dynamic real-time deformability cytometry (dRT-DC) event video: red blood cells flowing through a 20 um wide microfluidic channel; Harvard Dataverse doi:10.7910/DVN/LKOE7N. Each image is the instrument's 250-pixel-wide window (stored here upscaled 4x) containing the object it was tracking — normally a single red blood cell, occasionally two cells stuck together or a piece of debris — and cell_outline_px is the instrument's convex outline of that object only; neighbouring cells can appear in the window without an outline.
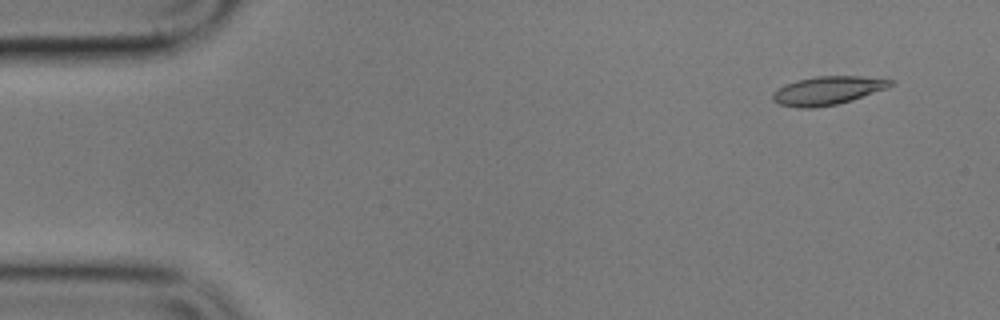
{"species": "common noctule bat (a hibernating species)", "species_latin": "Nyctalus noctula", "temperature_condition": "cold", "stored_images_in_passage": 11, "camera_frame_rate_fps": 3000, "um_per_image_px": 0.085, "animal": {"sex": "male", "body_mass_g": 17.9}, "frame": {"image": 1, "passage_image": 2, "time_ms": 1.0, "image_size_px": [1000, 320], "cell_outline_px": [[896, 84], [888, 88], [852, 100], [836, 104], [812, 108], [796, 108], [780, 104], [772, 100], [772, 92], [784, 84], [796, 80], [816, 76], [860, 76], [896, 80]], "centroid_in_image_um": [70.36, 7.69], "position_along_channel_um": 14.6, "area_um2": 19.77}}
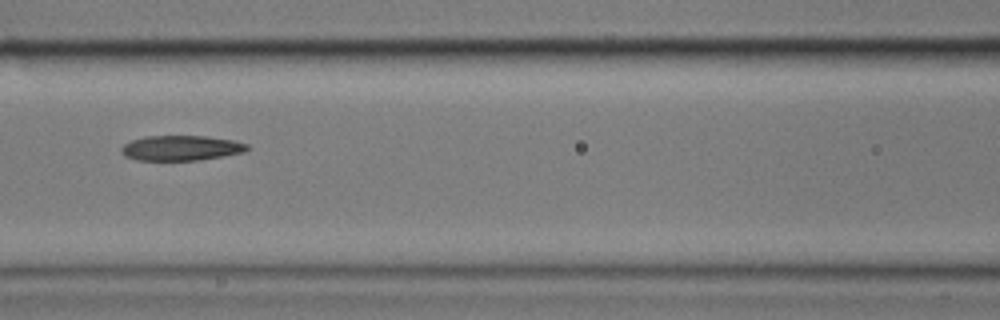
{"frame": {"image": 2, "passage_image": 7, "time_ms": 8.0, "image_size_px": [1000, 320], "cell_outline_px": [[248, 148], [244, 152], [224, 156], [200, 160], [136, 160], [124, 156], [120, 152], [120, 148], [124, 144], [132, 140], [144, 136], [204, 136], [232, 140], [248, 144]], "centroid_in_image_um": [15.35, 12.58], "position_along_channel_um": 151.2, "area_um2": 18.44}}
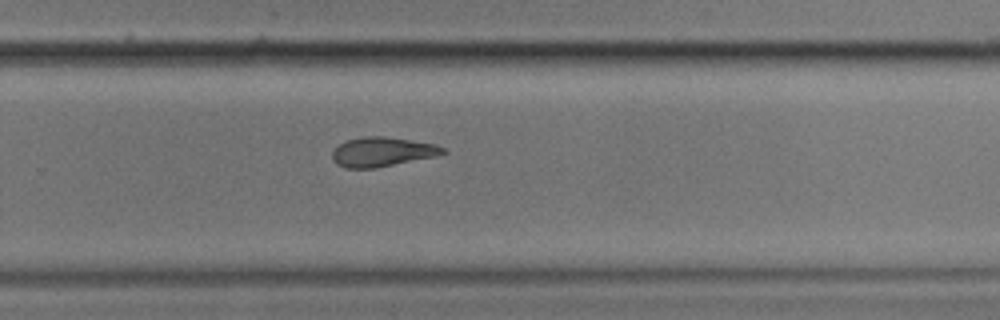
{"frame": {"image": 3, "passage_image": 11, "time_ms": 12.333, "image_size_px": [1000, 320], "cell_outline_px": [[448, 152], [436, 156], [376, 168], [344, 168], [336, 164], [332, 160], [332, 152], [340, 144], [348, 140], [364, 136], [384, 136], [436, 144], [444, 148]], "centroid_in_image_um": [32.49, 12.91], "position_along_channel_um": 297.3, "area_um2": 18.96}}